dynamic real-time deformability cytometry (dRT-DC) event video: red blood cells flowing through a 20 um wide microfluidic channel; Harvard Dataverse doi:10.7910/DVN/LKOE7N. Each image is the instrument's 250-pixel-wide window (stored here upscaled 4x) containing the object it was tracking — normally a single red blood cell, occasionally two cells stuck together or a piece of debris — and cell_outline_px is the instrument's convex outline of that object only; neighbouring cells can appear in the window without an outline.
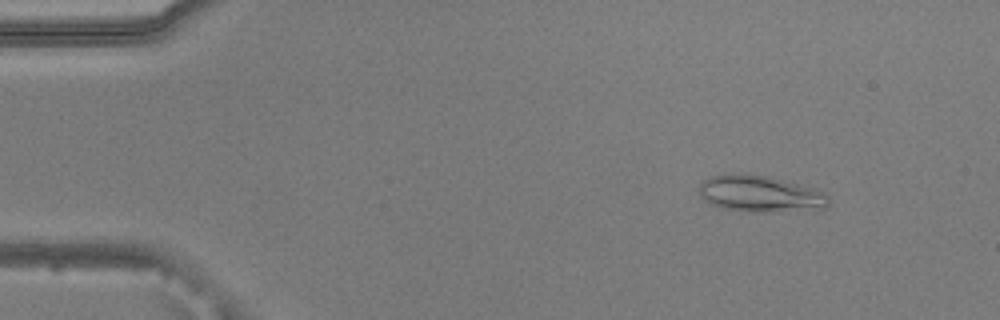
{"species": "common noctule bat (a hibernating species)", "species_latin": "Nyctalus noctula", "temperature_condition": "warm", "stored_images_in_passage": 52, "camera_frame_rate_fps": 3000, "um_per_image_px": 0.085, "animal": {"sex": "male", "body_mass_g": 20.5, "forearm_length_mm": 52.5}, "frame": {"image": 1, "passage_image": 6, "time_ms": 1.667, "image_size_px": [1000, 320], "cell_outline_px": [[828, 204], [824, 208], [768, 212], [748, 212], [724, 208], [708, 204], [700, 196], [700, 184], [704, 180], [712, 176], [764, 176], [816, 188], [824, 192], [828, 196]], "centroid_in_image_um": [64.64, 16.52], "position_along_channel_um": 20.4, "area_um2": 26.7}}
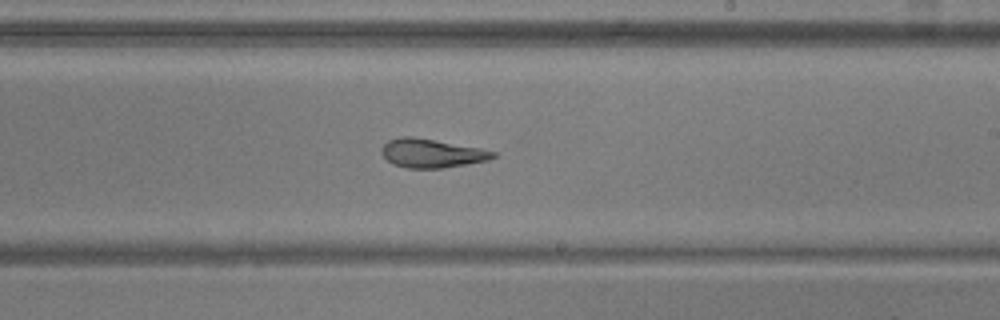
{"frame": {"image": 2, "passage_image": 31, "time_ms": 10.0, "image_size_px": [1000, 320], "cell_outline_px": [[496, 156], [488, 160], [468, 164], [444, 168], [408, 168], [392, 164], [380, 152], [380, 148], [388, 140], [400, 136], [412, 136], [480, 148], [496, 152]], "centroid_in_image_um": [36.67, 13.02], "position_along_channel_um": 252.3, "area_um2": 18.73}}
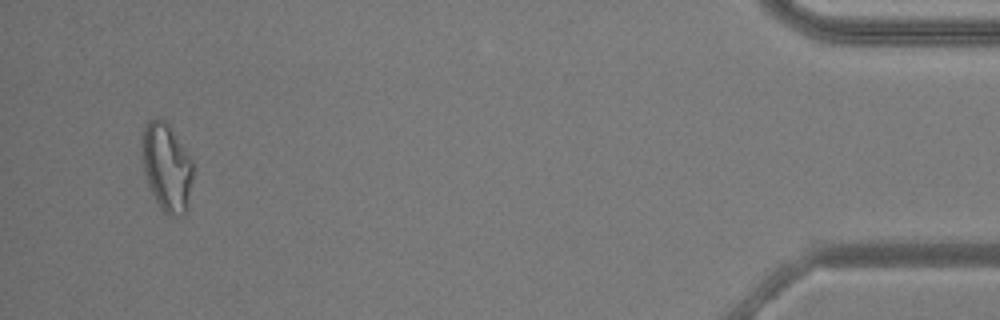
{"frame": {"image": 3, "passage_image": 50, "time_ms": 16.333, "image_size_px": [1000, 320], "cell_outline_px": [[192, 176], [188, 212], [184, 216], [168, 216], [160, 208], [148, 184], [144, 172], [144, 128], [148, 120], [156, 116], [164, 120], [172, 128], [192, 160]], "centroid_in_image_um": [14.21, 14.26], "position_along_channel_um": 421.0, "area_um2": 25.95}, "authors_computed_cell_mechanics": {"area_um2": 21.5016, "velocity_mm_per_s": 3.8523, "shape_relaxation_time_tau1_ms": 5.5738, "shape_relaxation_time_tau2_ms": 2.5342, "deformation_change_tau1": 0.1781, "deformation_change_tau2": 0.0986}}